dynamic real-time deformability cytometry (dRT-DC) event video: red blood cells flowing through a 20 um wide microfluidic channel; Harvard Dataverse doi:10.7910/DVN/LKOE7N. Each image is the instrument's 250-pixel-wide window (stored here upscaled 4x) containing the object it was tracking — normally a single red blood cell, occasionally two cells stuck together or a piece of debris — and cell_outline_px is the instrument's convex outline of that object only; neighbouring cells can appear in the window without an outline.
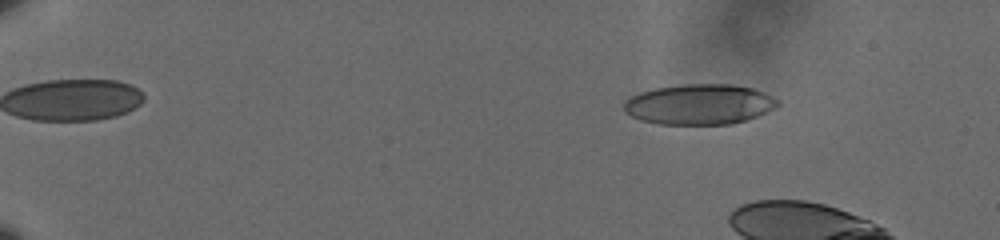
{"species": "human", "species_latin": "Homo sapiens", "temperature_condition": "cold", "stored_images_in_passage": 45, "camera_frame_rate_fps": 3000, "um_per_image_px": 0.085, "donor": {"sex": "male"}, "frame": {"image": 1, "passage_image": 5, "time_ms": 1.333, "image_size_px": [1000, 240], "cell_outline_px": [[780, 104], [776, 108], [756, 116], [732, 124], [660, 124], [640, 120], [624, 112], [624, 100], [640, 92], [656, 88], [684, 84], [732, 84], [752, 88], [764, 92], [780, 100]], "centroid_in_image_um": [59.46, 8.86], "position_along_channel_um": 25.5, "area_um2": 36.24}}
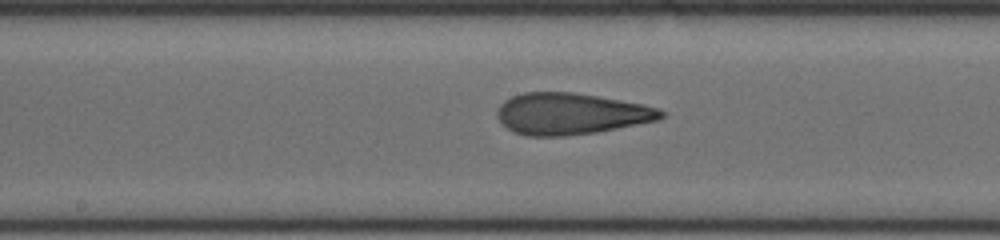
{"frame": {"image": 2, "passage_image": 27, "time_ms": 8.667, "image_size_px": [1000, 240], "cell_outline_px": [[664, 116], [660, 120], [596, 132], [564, 136], [528, 136], [516, 132], [508, 128], [496, 116], [496, 112], [500, 104], [504, 100], [512, 96], [524, 92], [572, 92], [620, 100], [660, 108], [664, 112]], "centroid_in_image_um": [48.52, 9.67], "position_along_channel_um": 199.7, "area_um2": 39.42}}
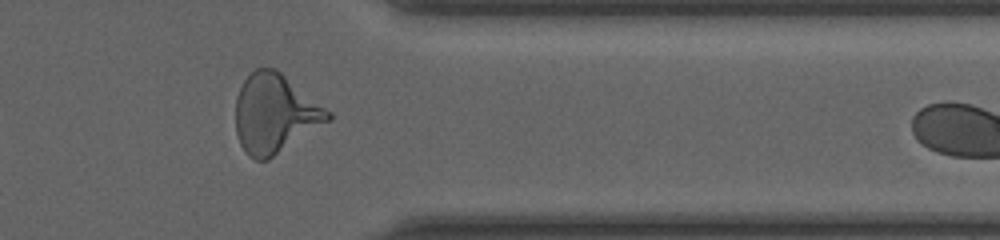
{"frame": {"image": 3, "passage_image": 43, "time_ms": 14.0, "image_size_px": [1000, 240], "cell_outline_px": [[332, 120], [268, 160], [256, 160], [248, 156], [240, 144], [236, 132], [236, 96], [244, 80], [256, 68], [276, 68], [332, 112]], "centroid_in_image_um": [23.38, 9.67], "position_along_channel_um": 388.0, "area_um2": 42.66}}